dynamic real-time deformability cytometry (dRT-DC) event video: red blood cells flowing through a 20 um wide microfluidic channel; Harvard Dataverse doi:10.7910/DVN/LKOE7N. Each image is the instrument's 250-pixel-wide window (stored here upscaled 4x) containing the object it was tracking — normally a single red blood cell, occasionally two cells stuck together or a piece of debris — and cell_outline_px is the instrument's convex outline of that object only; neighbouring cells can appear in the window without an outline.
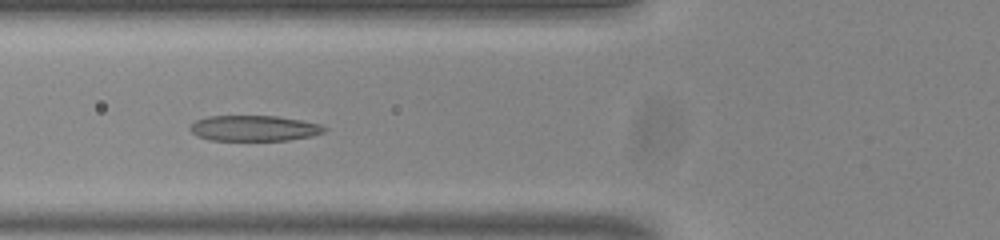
{"species": "common noctule bat (a hibernating species)", "species_latin": "Nyctalus noctula", "temperature_condition": "room temperature", "stored_images_in_passage": 54, "camera_frame_rate_fps": 3000, "um_per_image_px": 0.085, "animal": {"sex": "male", "body_mass_g": 20.0, "forearm_length_mm": 53.3}, "frame": {"image": 1, "passage_image": 21, "time_ms": 6.667, "image_size_px": [1000, 240], "cell_outline_px": [[328, 128], [324, 132], [312, 136], [288, 140], [208, 140], [196, 136], [188, 128], [196, 120], [208, 116], [276, 116], [300, 120], [320, 124]], "centroid_in_image_um": [21.58, 10.9], "position_along_channel_um": 104.2, "area_um2": 20.06}}
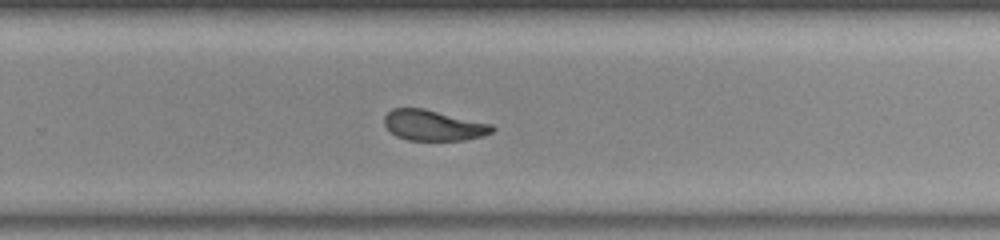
{"frame": {"image": 2, "passage_image": 36, "time_ms": 11.667, "image_size_px": [1000, 240], "cell_outline_px": [[496, 128], [492, 132], [484, 136], [464, 140], [408, 140], [396, 136], [384, 124], [384, 116], [392, 108], [424, 108], [492, 124]], "centroid_in_image_um": [36.86, 10.65], "position_along_channel_um": 292.9, "area_um2": 19.25}}
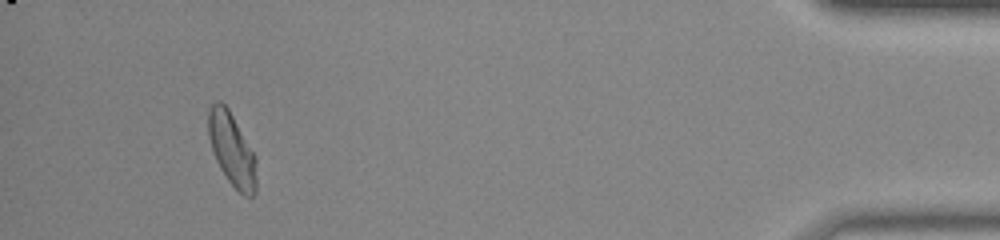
{"frame": {"image": 3, "passage_image": 51, "time_ms": 16.667, "image_size_px": [1000, 240], "cell_outline_px": [[256, 192], [252, 196], [244, 196], [228, 180], [220, 168], [216, 160], [208, 136], [208, 112], [212, 104], [216, 100], [220, 100], [228, 108], [256, 156]], "centroid_in_image_um": [19.71, 12.69], "position_along_channel_um": 415.5, "area_um2": 20.35}, "authors_computed_cell_mechanics": {"area_um2": 20.4034, "velocity_mm_per_s": 3.7744, "shape_relaxation_time_tau1_ms": 6.8875, "shape_relaxation_time_tau2_ms": 1.7415, "deformation_change_tau1": 0.2201, "deformation_change_tau2": 0.0919}}